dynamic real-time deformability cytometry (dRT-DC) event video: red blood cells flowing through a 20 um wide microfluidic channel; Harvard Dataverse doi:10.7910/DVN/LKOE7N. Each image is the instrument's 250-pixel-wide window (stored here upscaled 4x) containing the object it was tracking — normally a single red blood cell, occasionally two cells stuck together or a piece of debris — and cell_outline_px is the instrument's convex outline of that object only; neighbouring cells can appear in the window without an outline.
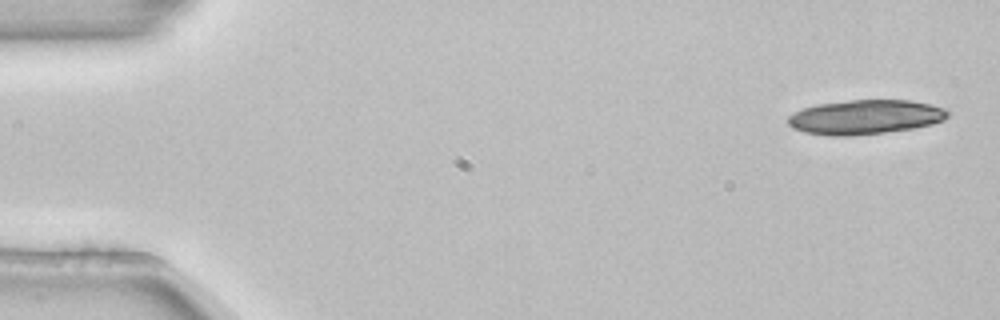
{"species": "common noctule bat (a hibernating species)", "species_latin": "Nyctalus noctula", "temperature_condition": "room temperature", "stored_images_in_passage": 6, "camera_frame_rate_fps": 3000, "um_per_image_px": 0.085, "animal": {"sex": "female", "body_mass_g": 22.7, "forearm_length_mm": 54.2}, "frame": {"image": 1, "passage_image": 1, "time_ms": 0.0, "image_size_px": [1000, 320], "cell_outline_px": [[948, 116], [944, 120], [932, 124], [916, 128], [852, 136], [828, 136], [804, 132], [792, 128], [788, 124], [788, 116], [804, 108], [816, 104], [852, 100], [912, 100], [944, 108], [948, 112]], "centroid_in_image_um": [73.54, 9.96], "position_along_channel_um": 11.5, "area_um2": 32.08}}
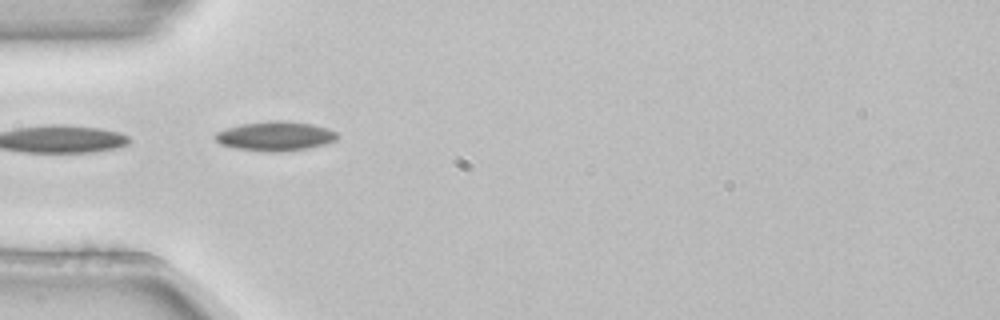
{"frame": {"image": 2, "passage_image": 5, "time_ms": 1.333, "image_size_px": [1000, 320], "cell_outline_px": [[336, 140], [324, 144], [308, 148], [280, 152], [268, 152], [236, 148], [220, 144], [212, 136], [216, 132], [240, 124], [268, 120], [284, 120], [312, 124], [328, 128], [336, 132]], "centroid_in_image_um": [23.37, 11.56], "position_along_channel_um": 61.6, "area_um2": 20.98}}